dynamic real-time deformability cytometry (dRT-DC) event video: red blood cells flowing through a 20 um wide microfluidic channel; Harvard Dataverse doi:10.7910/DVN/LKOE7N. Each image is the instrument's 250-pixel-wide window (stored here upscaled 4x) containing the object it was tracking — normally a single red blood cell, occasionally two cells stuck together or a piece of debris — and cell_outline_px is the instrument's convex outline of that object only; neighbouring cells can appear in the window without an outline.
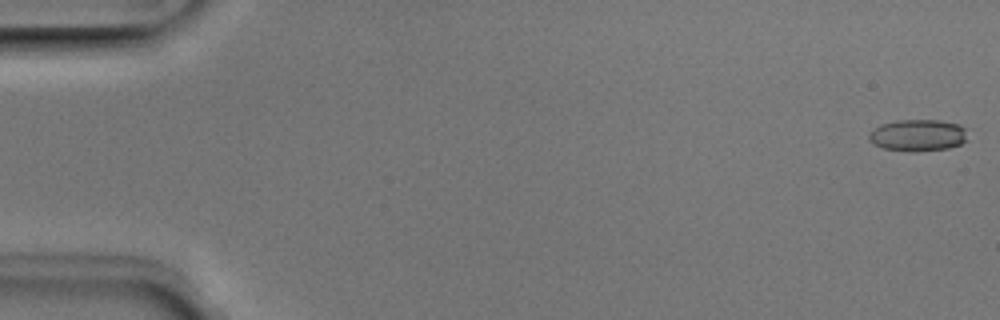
{"species": "Egyptian fruit bat (a non-hibernating species)", "species_latin": "Rousettus aegyptiacus", "temperature_condition": "room temperature", "stored_images_in_passage": 4, "camera_frame_rate_fps": 3000, "um_per_image_px": 0.085, "animal": {"sex": "male"}, "frame": {"image": 1, "passage_image": 1, "time_ms": 0.0, "image_size_px": [1000, 320], "cell_outline_px": [[968, 140], [960, 144], [948, 148], [912, 152], [884, 148], [868, 140], [868, 136], [880, 124], [896, 120], [940, 120], [960, 124], [964, 128]], "centroid_in_image_um": [78.05, 11.49], "position_along_channel_um": 7.0, "area_um2": 18.21}}
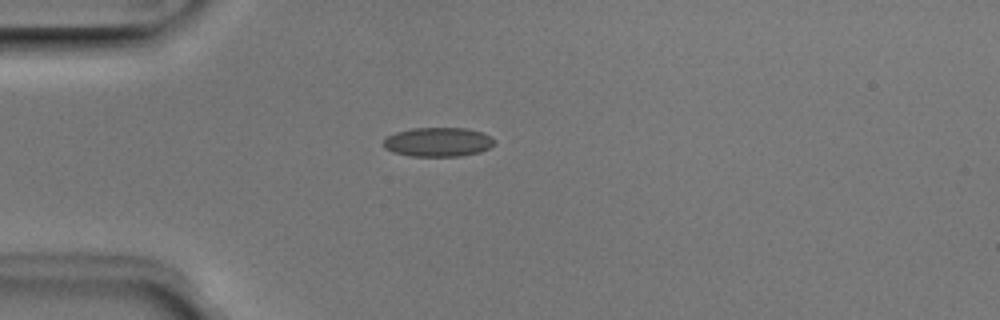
{"frame": {"image": 2, "passage_image": 4, "time_ms": 1.0, "image_size_px": [1000, 320], "cell_outline_px": [[496, 140], [488, 148], [480, 152], [460, 156], [412, 156], [392, 152], [384, 148], [384, 140], [388, 136], [396, 132], [412, 128], [468, 128], [484, 132]], "centroid_in_image_um": [37.25, 12.06], "position_along_channel_um": 47.8, "area_um2": 18.9}}